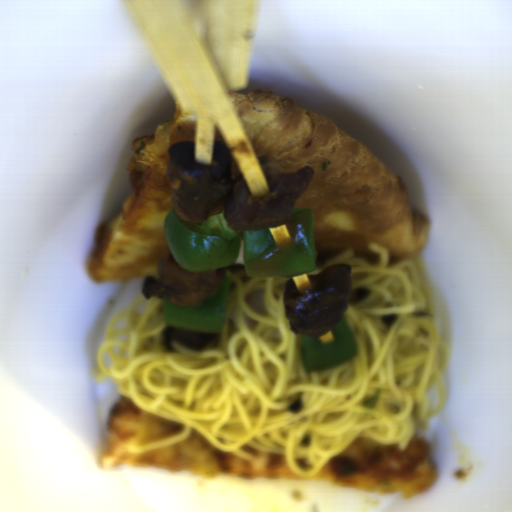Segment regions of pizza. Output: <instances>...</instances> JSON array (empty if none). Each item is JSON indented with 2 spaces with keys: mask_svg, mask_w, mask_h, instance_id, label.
<instances>
[{
  "mask_svg": "<svg viewBox=\"0 0 512 512\" xmlns=\"http://www.w3.org/2000/svg\"><path fill=\"white\" fill-rule=\"evenodd\" d=\"M231 105L259 160L286 171L314 170L294 208L313 211L316 263L351 250L375 264L372 245L392 261L421 252L429 226L416 215L398 172L347 129L317 111L284 99L243 91Z\"/></svg>",
  "mask_w": 512,
  "mask_h": 512,
  "instance_id": "1",
  "label": "pizza"
},
{
  "mask_svg": "<svg viewBox=\"0 0 512 512\" xmlns=\"http://www.w3.org/2000/svg\"><path fill=\"white\" fill-rule=\"evenodd\" d=\"M182 430L180 422L158 417L121 396L107 415L106 450L101 468L120 464L158 466L170 473L185 471L201 478L320 479L336 486H349L402 498H418L437 482L429 443L416 431L404 451L366 440H354L312 477L297 474L283 455L241 445L222 451L195 429L164 446L131 451L173 438Z\"/></svg>",
  "mask_w": 512,
  "mask_h": 512,
  "instance_id": "2",
  "label": "pizza"
},
{
  "mask_svg": "<svg viewBox=\"0 0 512 512\" xmlns=\"http://www.w3.org/2000/svg\"><path fill=\"white\" fill-rule=\"evenodd\" d=\"M196 125L194 120L164 121L132 143L126 169L131 192L94 235L88 267L97 284L156 277L160 260L172 254L164 229L174 207L169 151L176 141L194 143Z\"/></svg>",
  "mask_w": 512,
  "mask_h": 512,
  "instance_id": "3",
  "label": "pizza"
}]
</instances>
